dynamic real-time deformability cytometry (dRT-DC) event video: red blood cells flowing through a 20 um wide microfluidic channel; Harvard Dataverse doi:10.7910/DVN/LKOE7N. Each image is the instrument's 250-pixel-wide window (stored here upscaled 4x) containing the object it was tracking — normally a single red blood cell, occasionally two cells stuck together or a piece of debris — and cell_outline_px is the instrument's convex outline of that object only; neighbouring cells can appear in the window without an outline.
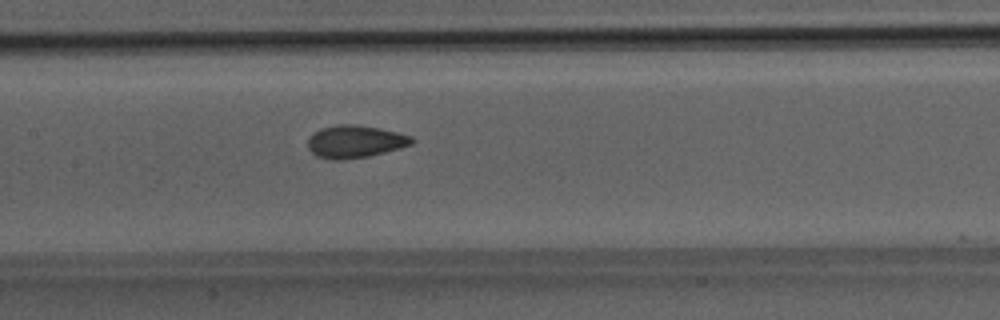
{"species": "Egyptian fruit bat (a non-hibernating species)", "species_latin": "Rousettus aegyptiacus", "temperature_condition": "room temperature", "stored_images_in_passage": 51, "camera_frame_rate_fps": 3000, "um_per_image_px": 0.085, "animal": {"sex": "male"}, "frame": {"image": 1, "passage_image": 25, "time_ms": 8.0, "image_size_px": [1000, 320], "cell_outline_px": [[416, 140], [412, 144], [400, 148], [368, 156], [344, 160], [332, 160], [316, 156], [308, 148], [308, 136], [312, 132], [320, 128], [340, 124], [352, 124], [380, 128], [412, 136]], "centroid_in_image_um": [30.15, 12.03], "position_along_channel_um": 177.2, "area_um2": 19.88}}
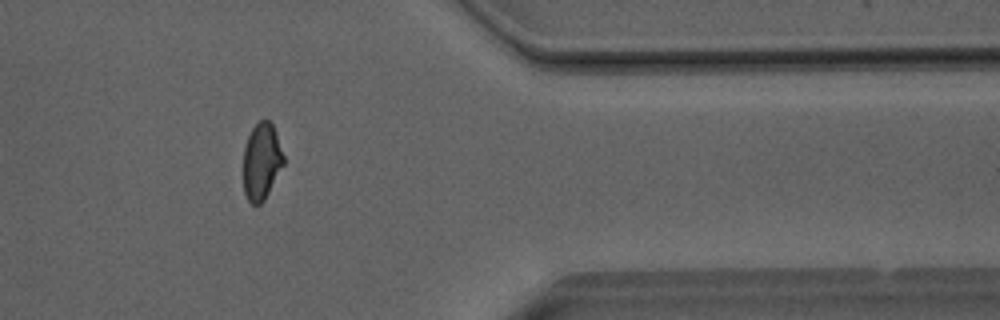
{"frame": {"image": 2, "passage_image": 42, "time_ms": 13.667, "image_size_px": [1000, 320], "cell_outline_px": [[284, 164], [264, 200], [260, 204], [252, 204], [248, 200], [244, 192], [244, 148], [248, 136], [252, 128], [260, 120], [268, 120], [272, 124], [276, 132], [284, 156]], "centroid_in_image_um": [22.24, 13.71], "position_along_channel_um": 389.2, "area_um2": 17.86}}
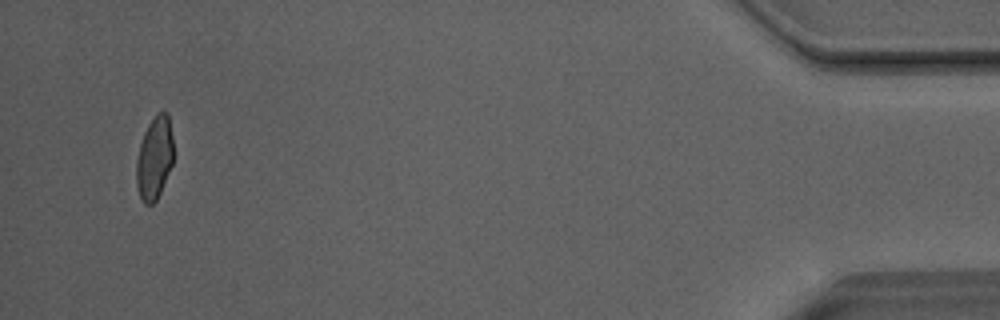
{"frame": {"image": 3, "passage_image": 49, "time_ms": 16.0, "image_size_px": [1000, 320], "cell_outline_px": [[172, 164], [160, 192], [156, 200], [152, 204], [144, 204], [140, 200], [136, 184], [136, 160], [140, 144], [144, 132], [148, 124], [156, 112], [168, 112], [172, 136]], "centroid_in_image_um": [13.1, 13.43], "position_along_channel_um": 422.1, "area_um2": 17.92}}